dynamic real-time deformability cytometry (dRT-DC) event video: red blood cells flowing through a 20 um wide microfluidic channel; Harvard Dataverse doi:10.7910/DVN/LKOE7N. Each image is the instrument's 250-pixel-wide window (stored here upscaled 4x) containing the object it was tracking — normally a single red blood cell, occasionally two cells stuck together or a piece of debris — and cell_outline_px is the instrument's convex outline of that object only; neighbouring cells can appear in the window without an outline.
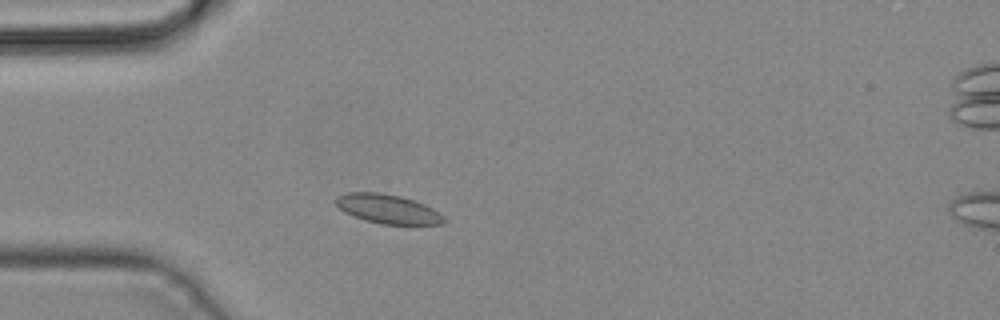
{"species": "common noctule bat (a hibernating species)", "species_latin": "Nyctalus noctula", "temperature_condition": "cold", "stored_images_in_passage": 39, "camera_frame_rate_fps": 3000, "um_per_image_px": 0.085, "animal": {"sex": "male", "body_mass_g": 19.2, "forearm_length_mm": 51.8}, "frame": {"image": 1, "passage_image": 7, "time_ms": 2.0, "image_size_px": [1000, 320], "cell_outline_px": [[448, 220], [444, 224], [380, 224], [364, 220], [344, 212], [336, 204], [336, 196], [348, 192], [380, 192], [400, 196], [424, 204], [432, 208], [444, 216]], "centroid_in_image_um": [32.97, 17.76], "position_along_channel_um": 52.0, "area_um2": 18.38}}
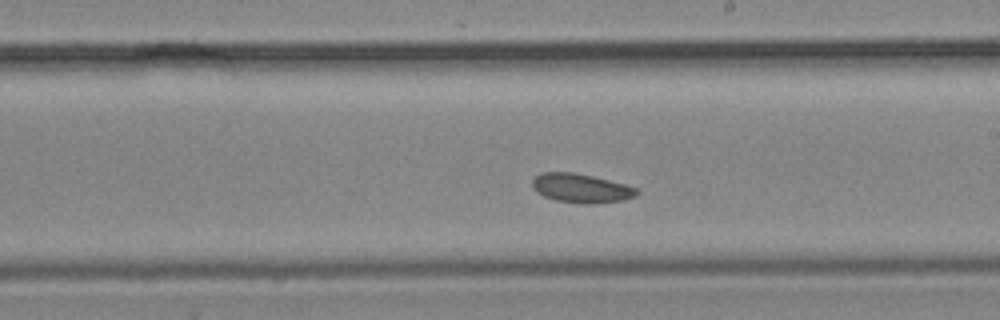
{"frame": {"image": 2, "passage_image": 20, "time_ms": 6.333, "image_size_px": [1000, 320], "cell_outline_px": [[640, 192], [636, 196], [624, 200], [592, 204], [584, 204], [556, 200], [544, 196], [536, 192], [532, 188], [532, 180], [540, 172], [572, 172], [592, 176], [624, 184], [636, 188]], "centroid_in_image_um": [49.38, 16.0], "position_along_channel_um": 239.6, "area_um2": 17.69}}
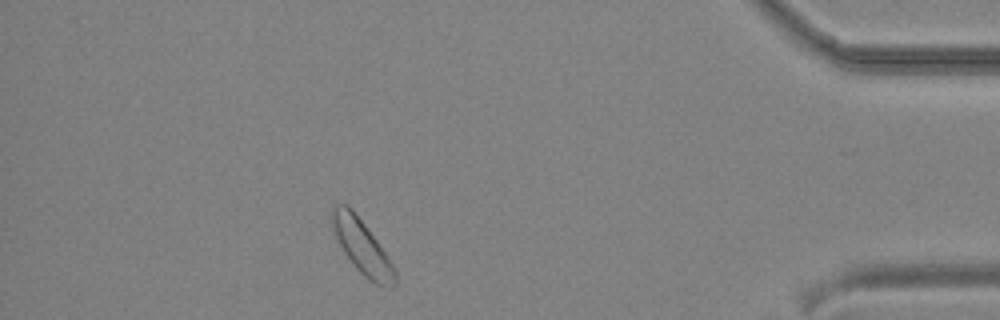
{"frame": {"image": 3, "passage_image": 34, "time_ms": 11.0, "image_size_px": [1000, 320], "cell_outline_px": [[396, 284], [392, 288], [376, 284], [368, 280], [356, 268], [344, 252], [336, 240], [328, 220], [332, 208], [336, 204], [348, 204], [352, 208], [388, 256], [396, 268]], "centroid_in_image_um": [30.74, 20.95], "position_along_channel_um": 404.5, "area_um2": 20.17}}